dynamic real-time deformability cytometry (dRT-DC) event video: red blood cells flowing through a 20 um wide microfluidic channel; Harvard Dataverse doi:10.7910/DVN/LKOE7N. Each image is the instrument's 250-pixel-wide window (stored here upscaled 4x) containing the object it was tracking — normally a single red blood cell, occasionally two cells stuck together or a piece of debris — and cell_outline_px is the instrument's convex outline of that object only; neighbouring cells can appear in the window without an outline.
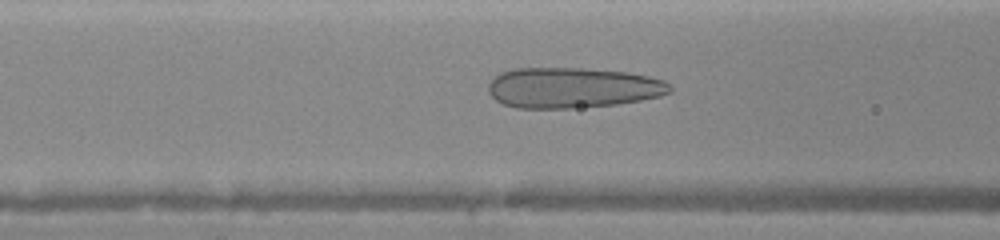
{"species": "human", "species_latin": "Homo sapiens", "temperature_condition": "warm", "stored_images_in_passage": 24, "camera_frame_rate_fps": 3000, "um_per_image_px": 0.085, "donor": {"sex": "female"}, "frame": {"image": 1, "passage_image": 9, "time_ms": 1.333, "image_size_px": [1000, 240], "cell_outline_px": [[672, 92], [660, 96], [640, 100], [616, 104], [572, 108], [516, 108], [504, 104], [496, 100], [488, 92], [488, 84], [500, 72], [512, 68], [580, 68], [628, 72], [648, 76], [664, 80], [672, 88]], "centroid_in_image_um": [48.66, 7.45], "position_along_channel_um": 117.9, "area_um2": 42.95}}
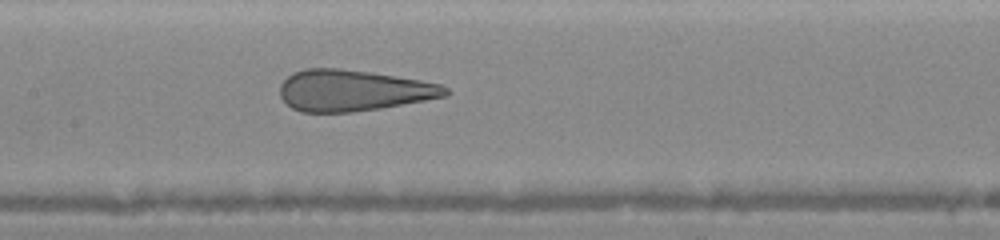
{"frame": {"image": 2, "passage_image": 20, "time_ms": 2.667, "image_size_px": [1000, 240], "cell_outline_px": [[448, 92], [444, 96], [424, 100], [380, 108], [352, 112], [300, 112], [292, 108], [280, 96], [280, 84], [292, 72], [308, 68], [336, 68], [368, 72], [420, 80], [440, 84], [448, 88]], "centroid_in_image_um": [29.96, 7.69], "position_along_channel_um": 177.4, "area_um2": 39.3}}